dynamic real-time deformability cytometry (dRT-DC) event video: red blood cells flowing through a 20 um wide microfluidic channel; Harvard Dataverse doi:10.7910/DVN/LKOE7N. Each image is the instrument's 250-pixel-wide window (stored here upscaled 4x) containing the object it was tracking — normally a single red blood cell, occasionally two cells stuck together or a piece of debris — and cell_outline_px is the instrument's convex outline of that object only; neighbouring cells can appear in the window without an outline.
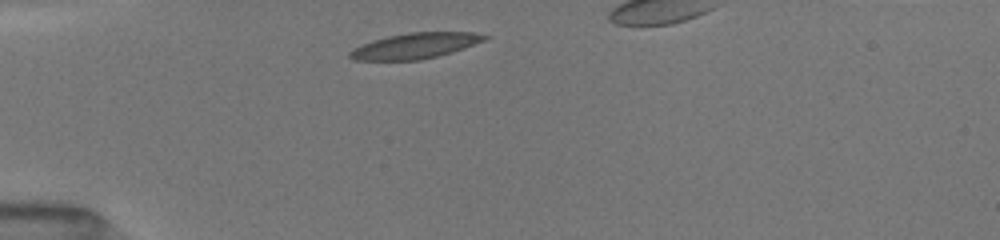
{"species": "common noctule bat (a hibernating species)", "species_latin": "Nyctalus noctula", "temperature_condition": "room temperature", "stored_images_in_passage": 6, "camera_frame_rate_fps": 3000, "um_per_image_px": 0.085, "animal": {"sex": "female", "body_mass_g": 19.5, "forearm_length_mm": 54.1}, "frame": {"image": 1, "passage_image": 3, "time_ms": 0.667, "image_size_px": [1000, 240], "cell_outline_px": [[492, 36], [484, 40], [464, 48], [452, 52], [420, 60], [352, 60], [348, 56], [348, 52], [372, 40], [388, 36], [408, 32], [472, 32]], "centroid_in_image_um": [35.29, 3.89], "position_along_channel_um": 49.7, "area_um2": 20.0}}